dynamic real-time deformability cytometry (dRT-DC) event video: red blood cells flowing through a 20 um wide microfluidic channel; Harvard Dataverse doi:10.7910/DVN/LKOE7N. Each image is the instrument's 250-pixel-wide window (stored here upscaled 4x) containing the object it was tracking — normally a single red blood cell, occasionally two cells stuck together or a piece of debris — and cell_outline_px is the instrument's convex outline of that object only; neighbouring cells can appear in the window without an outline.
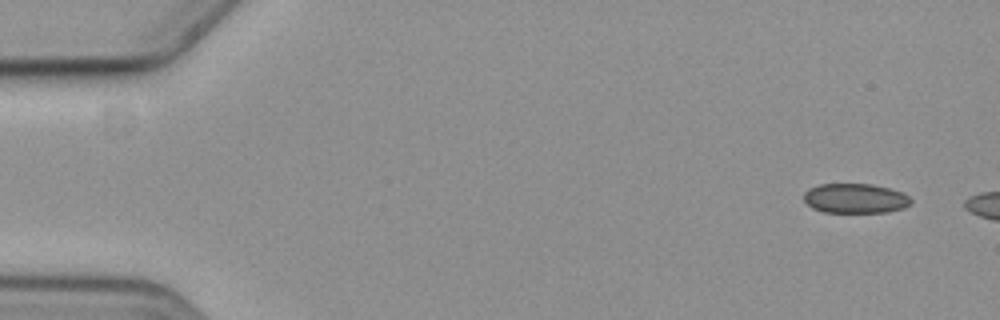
{"species": "common noctule bat (a hibernating species)", "species_latin": "Nyctalus noctula", "temperature_condition": "cold", "stored_images_in_passage": 3, "camera_frame_rate_fps": 3000, "um_per_image_px": 0.085, "animal": {"sex": "female", "body_mass_g": 19.3, "forearm_length_mm": 54.1}, "frame": {"image": 1, "passage_image": 1, "time_ms": 0.0, "image_size_px": [1000, 320], "cell_outline_px": [[912, 200], [904, 208], [888, 212], [824, 212], [812, 208], [804, 200], [804, 192], [808, 188], [820, 184], [872, 184], [888, 188], [900, 192], [908, 196]], "centroid_in_image_um": [72.66, 16.86], "position_along_channel_um": 12.3, "area_um2": 18.44}}